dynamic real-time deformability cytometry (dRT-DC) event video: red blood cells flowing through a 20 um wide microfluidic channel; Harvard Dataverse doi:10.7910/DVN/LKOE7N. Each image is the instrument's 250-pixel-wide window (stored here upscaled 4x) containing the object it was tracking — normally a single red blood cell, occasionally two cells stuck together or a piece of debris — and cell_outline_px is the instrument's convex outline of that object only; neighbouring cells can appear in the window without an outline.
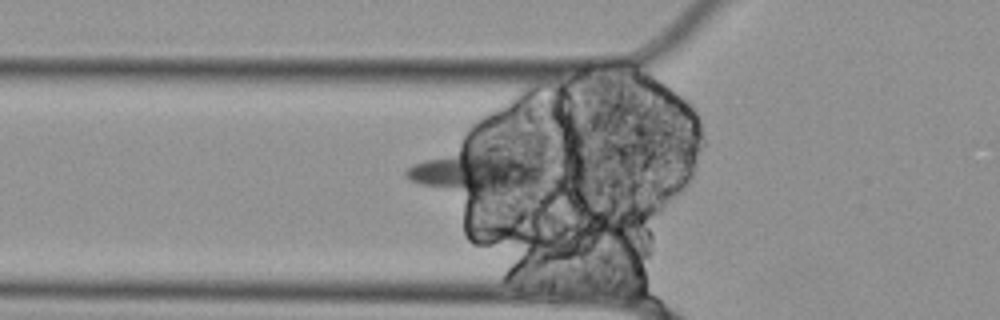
{"species": "Egyptian fruit bat (a non-hibernating species)", "species_latin": "Rousettus aegyptiacus", "temperature_condition": "cold", "stored_images_in_passage": 8, "camera_frame_rate_fps": 3000, "um_per_image_px": 0.085, "animal": {"sex": "female"}, "frame": {"image": 1, "passage_image": 4, "time_ms": 1.0, "image_size_px": [1000, 320], "cell_outline_px": [[548, 168], [544, 180], [520, 184], [480, 188], [448, 188], [420, 184], [412, 180], [404, 172], [412, 164], [464, 140], [492, 144]], "centroid_in_image_um": [40.38, 14.25], "position_along_channel_um": 85.4, "area_um2": 33.47}}
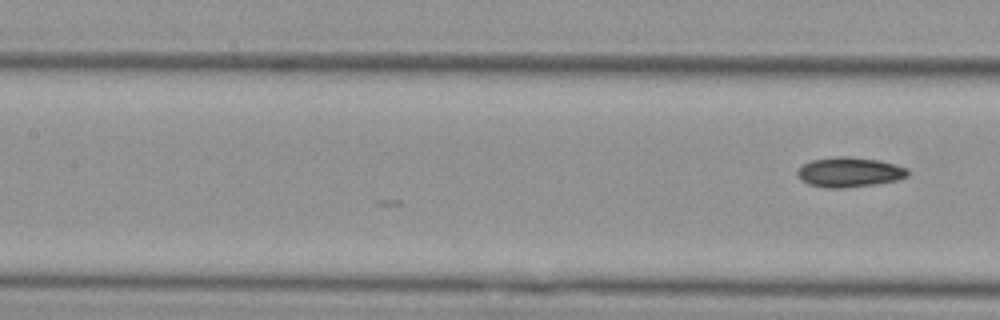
{"frame": {"image": 2, "passage_image": 8, "time_ms": 2.333, "image_size_px": [1000, 320], "cell_outline_px": [[908, 176], [896, 180], [872, 184], [840, 188], [824, 188], [808, 184], [800, 180], [796, 172], [804, 164], [812, 160], [836, 156], [852, 156], [880, 160], [896, 164], [908, 168]], "centroid_in_image_um": [72.19, 14.62], "position_along_channel_um": 135.2, "area_um2": 19.25}}